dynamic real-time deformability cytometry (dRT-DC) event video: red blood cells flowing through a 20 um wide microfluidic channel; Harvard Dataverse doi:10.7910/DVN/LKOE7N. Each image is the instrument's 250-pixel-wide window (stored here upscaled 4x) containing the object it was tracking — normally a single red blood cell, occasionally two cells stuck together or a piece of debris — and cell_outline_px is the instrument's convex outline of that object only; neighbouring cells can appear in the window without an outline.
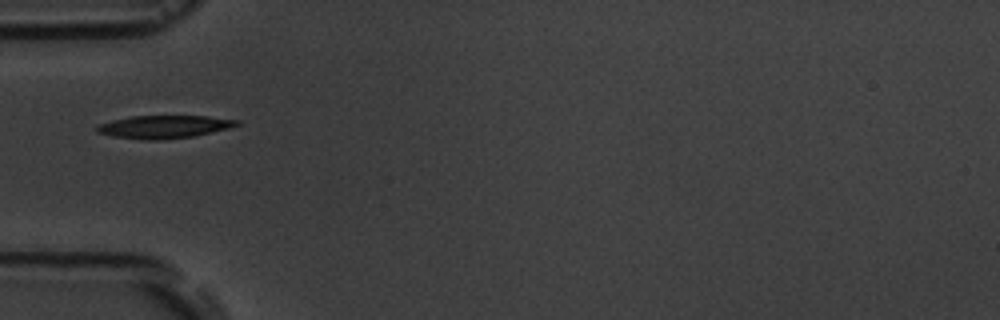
{"species": "common noctule bat (a hibernating species)", "species_latin": "Nyctalus noctula", "temperature_condition": "room temperature", "stored_images_in_passage": 5, "camera_frame_rate_fps": 3000, "um_per_image_px": 0.085, "animal": {"sex": "male", "body_mass_g": 19.5, "forearm_length_mm": 54.6}, "frame": {"image": 1, "passage_image": 1, "time_ms": 0.0, "image_size_px": [1000, 320], "cell_outline_px": [[240, 124], [228, 128], [196, 136], [160, 140], [148, 140], [112, 136], [96, 132], [96, 128], [100, 124], [112, 120], [132, 116], [208, 116], [240, 120]], "centroid_in_image_um": [13.97, 10.78], "position_along_channel_um": 71.0, "area_um2": 18.61}}
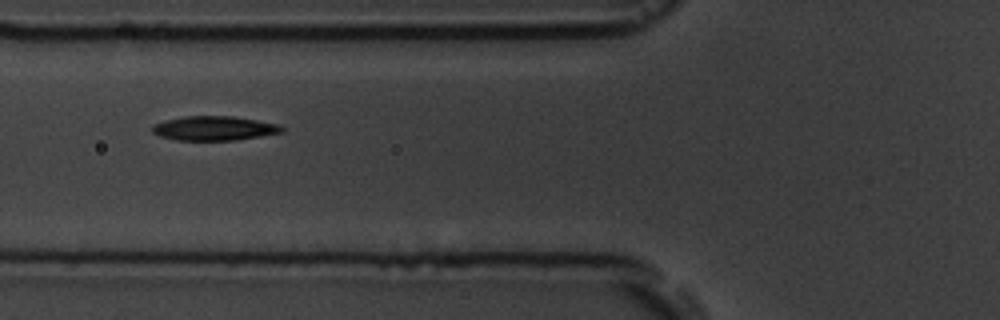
{"frame": {"image": 2, "passage_image": 2, "time_ms": 1.0, "image_size_px": [1000, 320], "cell_outline_px": [[284, 132], [236, 140], [176, 140], [160, 136], [152, 132], [152, 128], [156, 124], [164, 120], [184, 116], [232, 116], [280, 124], [284, 128]], "centroid_in_image_um": [18.23, 10.9], "position_along_channel_um": 107.6, "area_um2": 18.32}}
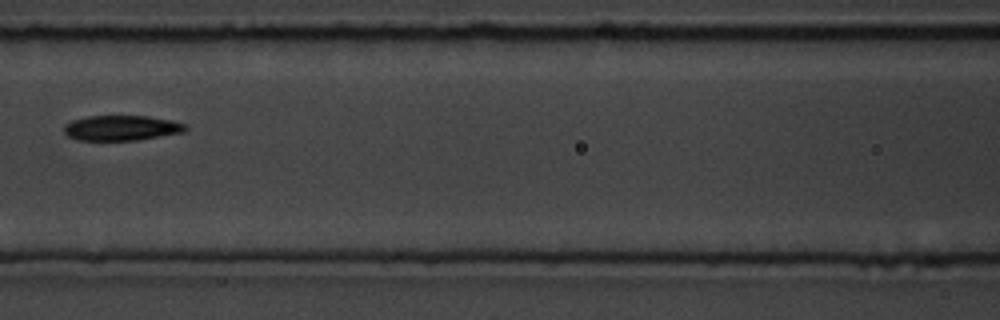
{"frame": {"image": 3, "passage_image": 3, "time_ms": 2.333, "image_size_px": [1000, 320], "cell_outline_px": [[188, 128], [184, 132], [136, 140], [80, 140], [68, 136], [64, 132], [64, 124], [72, 120], [88, 116], [148, 116], [172, 120], [184, 124]], "centroid_in_image_um": [10.32, 10.87], "position_along_channel_um": 156.3, "area_um2": 17.74}}